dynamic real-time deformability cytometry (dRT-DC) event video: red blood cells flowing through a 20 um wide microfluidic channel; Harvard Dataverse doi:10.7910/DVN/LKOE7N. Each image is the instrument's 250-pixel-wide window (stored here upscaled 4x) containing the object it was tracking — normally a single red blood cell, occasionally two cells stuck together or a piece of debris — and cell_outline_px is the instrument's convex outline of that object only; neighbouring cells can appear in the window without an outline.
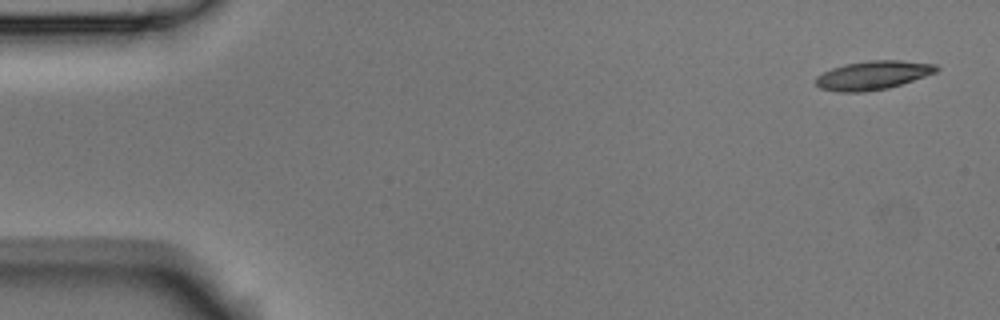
{"species": "Egyptian fruit bat (a non-hibernating species)", "species_latin": "Rousettus aegyptiacus", "temperature_condition": "room temperature", "stored_images_in_passage": 3, "camera_frame_rate_fps": 3000, "um_per_image_px": 0.085, "animal": {"sex": "male"}, "frame": {"image": 1, "passage_image": 1, "time_ms": 0.0, "image_size_px": [1000, 320], "cell_outline_px": [[940, 68], [936, 72], [888, 88], [864, 92], [840, 92], [820, 88], [816, 84], [816, 76], [832, 68], [844, 64], [868, 60], [900, 60], [936, 64]], "centroid_in_image_um": [74.18, 6.39], "position_along_channel_um": 10.8, "area_um2": 20.11}}